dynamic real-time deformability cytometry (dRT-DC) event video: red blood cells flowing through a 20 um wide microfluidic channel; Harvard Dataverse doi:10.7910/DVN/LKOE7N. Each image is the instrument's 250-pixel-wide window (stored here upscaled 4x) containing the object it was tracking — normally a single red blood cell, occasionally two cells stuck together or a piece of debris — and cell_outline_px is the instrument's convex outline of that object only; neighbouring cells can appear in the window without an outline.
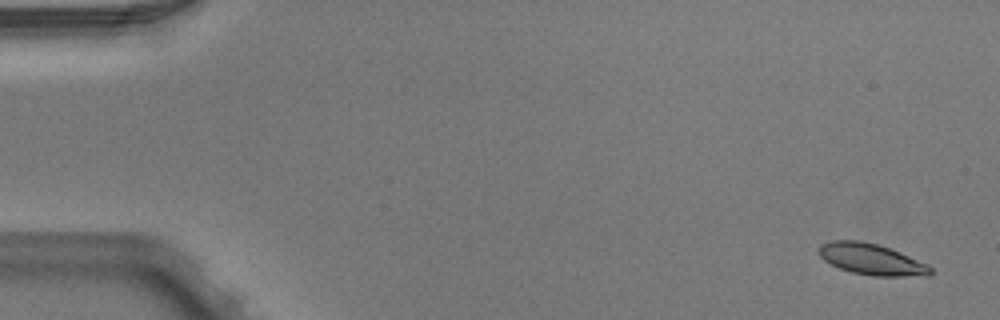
{"species": "Egyptian fruit bat (a non-hibernating species)", "species_latin": "Rousettus aegyptiacus", "temperature_condition": "warm", "stored_images_in_passage": 6, "camera_frame_rate_fps": 3000, "um_per_image_px": 0.085, "animal": {"sex": "male"}, "frame": {"image": 1, "passage_image": 1, "time_ms": 0.0, "image_size_px": [1000, 320], "cell_outline_px": [[932, 272], [928, 276], [872, 276], [852, 272], [840, 268], [824, 260], [820, 256], [820, 244], [832, 240], [860, 240], [876, 244], [900, 252], [928, 264], [932, 268]], "centroid_in_image_um": [74.1, 22.04], "position_along_channel_um": 10.9, "area_um2": 20.17}}
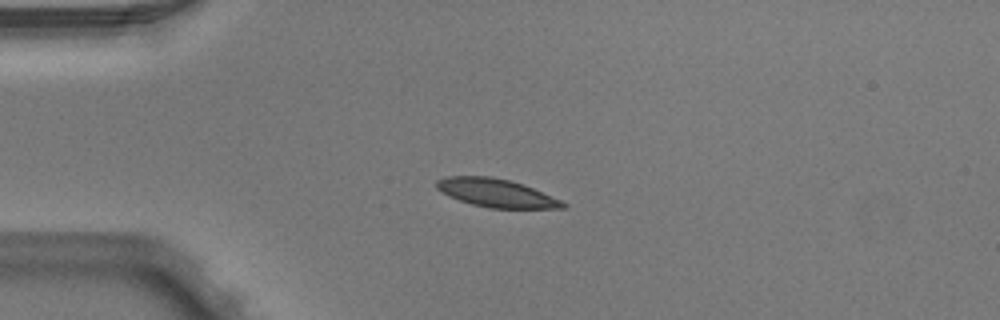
{"frame": {"image": 2, "passage_image": 4, "time_ms": 1.0, "image_size_px": [1000, 320], "cell_outline_px": [[568, 204], [564, 208], [488, 208], [472, 204], [448, 196], [436, 188], [436, 180], [444, 176], [488, 176], [508, 180], [524, 184], [560, 200]], "centroid_in_image_um": [42.14, 16.4], "position_along_channel_um": 42.9, "area_um2": 20.69}}
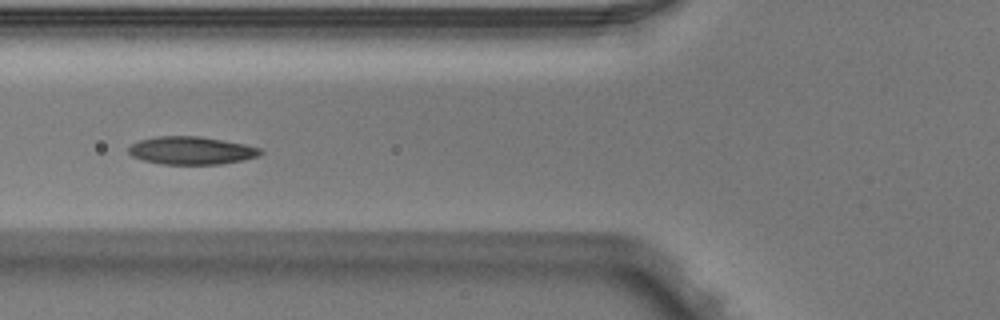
{"frame": {"image": 3, "passage_image": 6, "time_ms": 1.667, "image_size_px": [1000, 320], "cell_outline_px": [[264, 152], [260, 156], [244, 160], [220, 164], [160, 164], [144, 160], [132, 156], [128, 152], [128, 148], [132, 144], [140, 140], [160, 136], [200, 136], [244, 144], [260, 148]], "centroid_in_image_um": [16.29, 12.8], "position_along_channel_um": 109.5, "area_um2": 21.39}}